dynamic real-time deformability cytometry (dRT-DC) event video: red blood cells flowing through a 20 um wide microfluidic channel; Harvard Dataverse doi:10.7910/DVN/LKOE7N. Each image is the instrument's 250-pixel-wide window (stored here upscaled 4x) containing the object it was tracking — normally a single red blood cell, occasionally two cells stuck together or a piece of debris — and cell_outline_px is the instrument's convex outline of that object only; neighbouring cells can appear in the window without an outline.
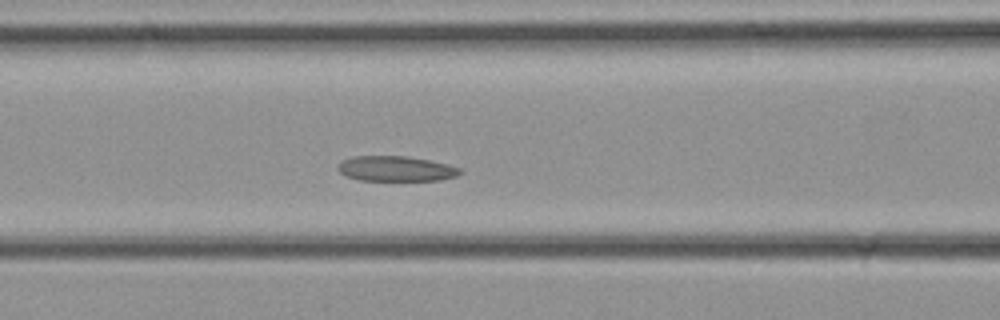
{"species": "common noctule bat (a hibernating species)", "species_latin": "Nyctalus noctula", "temperature_condition": "cold", "stored_images_in_passage": 33, "camera_frame_rate_fps": 3000, "um_per_image_px": 0.085, "animal": {"sex": "female", "body_mass_g": 21.9}, "frame": {"image": 1, "passage_image": 12, "time_ms": 3.667, "image_size_px": [1000, 320], "cell_outline_px": [[464, 172], [456, 176], [440, 180], [360, 180], [348, 176], [340, 172], [336, 168], [344, 160], [352, 156], [404, 156], [428, 160], [448, 164], [460, 168]], "centroid_in_image_um": [33.69, 14.34], "position_along_channel_um": 132.9, "area_um2": 17.74}}
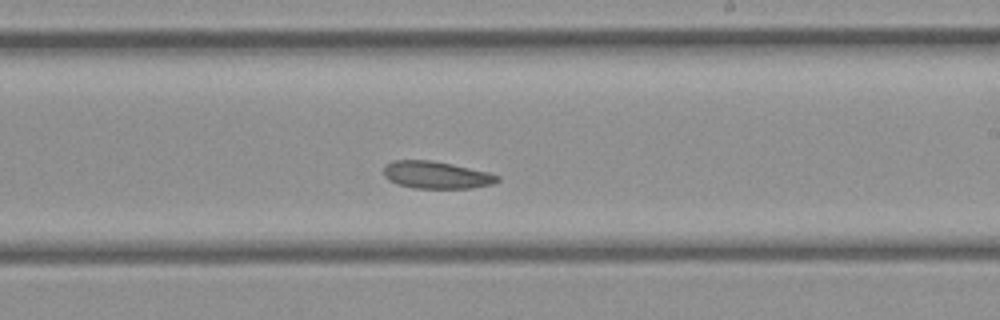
{"frame": {"image": 2, "passage_image": 18, "time_ms": 5.667, "image_size_px": [1000, 320], "cell_outline_px": [[500, 180], [492, 184], [472, 188], [412, 188], [396, 184], [388, 180], [384, 176], [384, 164], [392, 160], [432, 160], [452, 164], [488, 172], [500, 176]], "centroid_in_image_um": [37.05, 14.87], "position_along_channel_um": 251.9, "area_um2": 18.26}}
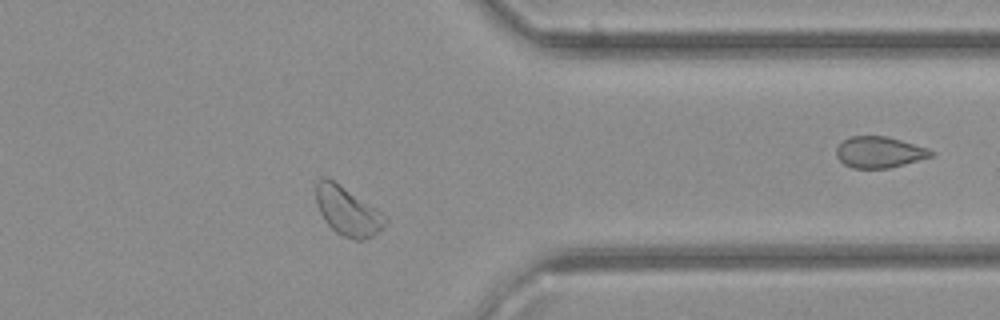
{"frame": {"image": 3, "passage_image": 25, "time_ms": 8.0, "image_size_px": [1000, 320], "cell_outline_px": [[388, 220], [372, 236], [364, 240], [356, 240], [344, 236], [336, 232], [324, 220], [320, 212], [316, 200], [316, 184], [320, 176], [324, 176], [332, 180], [388, 216]], "centroid_in_image_um": [29.53, 17.95], "position_along_channel_um": 381.9, "area_um2": 19.25}}